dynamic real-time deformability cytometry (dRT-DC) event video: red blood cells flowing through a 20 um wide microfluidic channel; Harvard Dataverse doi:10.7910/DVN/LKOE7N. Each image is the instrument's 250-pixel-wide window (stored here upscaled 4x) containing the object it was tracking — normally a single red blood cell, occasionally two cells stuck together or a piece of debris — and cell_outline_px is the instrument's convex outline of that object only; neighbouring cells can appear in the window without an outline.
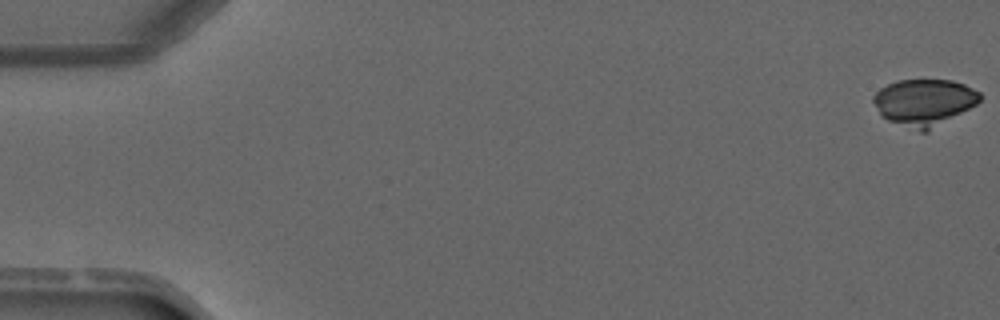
{"species": "common noctule bat (a hibernating species)", "species_latin": "Nyctalus noctula", "temperature_condition": "warm", "stored_images_in_passage": 5, "camera_frame_rate_fps": 3000, "um_per_image_px": 0.085, "animal": {"sex": "male", "forearm_length_mm": 52.5}, "frame": {"image": 1, "passage_image": 1, "time_ms": 0.0, "image_size_px": [1000, 320], "cell_outline_px": [[980, 100], [976, 104], [928, 132], [920, 132], [888, 120], [880, 116], [872, 100], [872, 96], [880, 88], [896, 80], [952, 80], [964, 84], [980, 92]], "centroid_in_image_um": [78.52, 8.7], "position_along_channel_um": 6.5, "area_um2": 29.02}}